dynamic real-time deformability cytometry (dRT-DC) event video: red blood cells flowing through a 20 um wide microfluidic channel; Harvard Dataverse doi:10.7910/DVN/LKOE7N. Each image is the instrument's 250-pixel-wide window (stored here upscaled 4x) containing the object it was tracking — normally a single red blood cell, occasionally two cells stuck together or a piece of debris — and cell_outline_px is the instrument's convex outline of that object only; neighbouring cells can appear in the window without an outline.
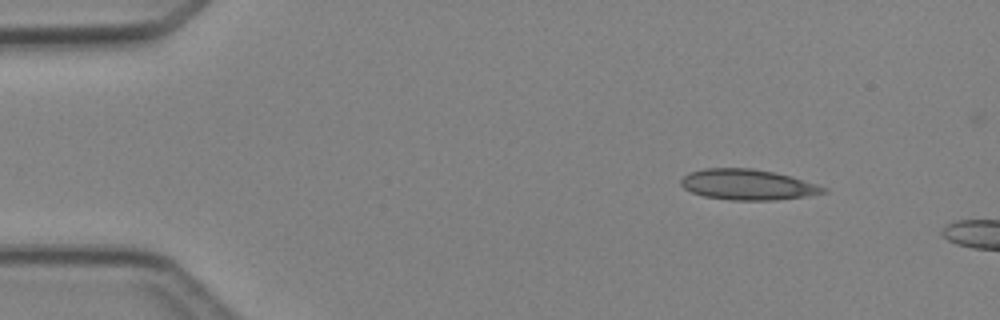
{"species": "Egyptian fruit bat (a non-hibernating species)", "species_latin": "Rousettus aegyptiacus", "temperature_condition": "cold", "stored_images_in_passage": 2, "camera_frame_rate_fps": 3000, "um_per_image_px": 0.085, "animal": {"sex": "female"}, "frame": {"image": 1, "passage_image": 1, "time_ms": 0.0, "image_size_px": [1000, 320], "cell_outline_px": [[828, 192], [808, 196], [776, 200], [728, 200], [704, 196], [692, 192], [684, 188], [680, 184], [680, 180], [688, 172], [704, 168], [752, 168], [792, 176], [828, 188]], "centroid_in_image_um": [63.56, 15.69], "position_along_channel_um": 21.4, "area_um2": 25.55}}